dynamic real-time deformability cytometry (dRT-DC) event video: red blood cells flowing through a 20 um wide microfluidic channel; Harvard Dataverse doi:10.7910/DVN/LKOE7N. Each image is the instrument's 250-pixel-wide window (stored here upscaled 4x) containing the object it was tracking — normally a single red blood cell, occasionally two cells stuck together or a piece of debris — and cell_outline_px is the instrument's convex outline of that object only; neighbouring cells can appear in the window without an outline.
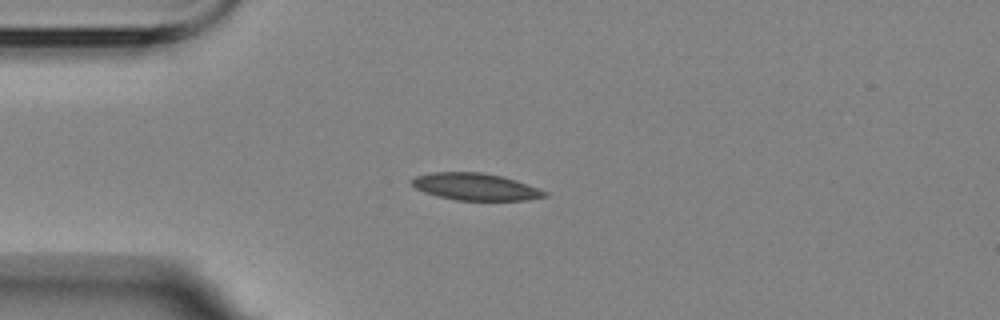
{"species": "Egyptian fruit bat (a non-hibernating species)", "species_latin": "Rousettus aegyptiacus", "temperature_condition": "room temperature", "stored_images_in_passage": 5, "camera_frame_rate_fps": 3000, "um_per_image_px": 0.085, "animal": {"sex": "female"}, "frame": {"image": 1, "passage_image": 1, "time_ms": 0.0, "image_size_px": [1000, 320], "cell_outline_px": [[548, 196], [528, 200], [456, 200], [436, 196], [424, 192], [416, 188], [412, 184], [412, 180], [416, 176], [432, 172], [480, 172], [500, 176], [516, 180], [548, 192]], "centroid_in_image_um": [40.42, 15.88], "position_along_channel_um": 44.6, "area_um2": 20.81}}
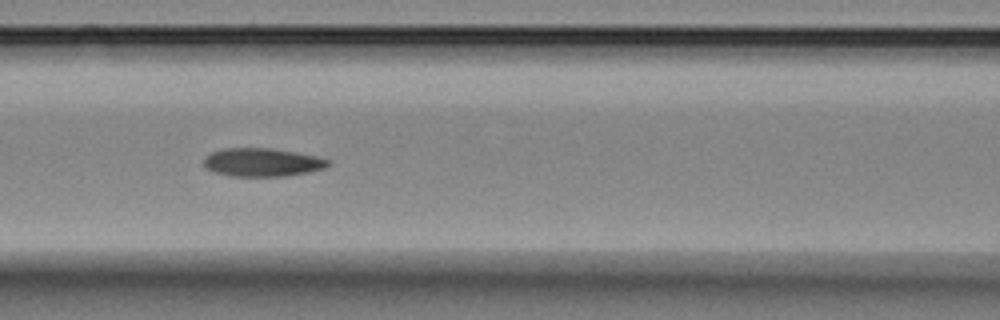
{"frame": {"image": 2, "passage_image": 4, "time_ms": 3.333, "image_size_px": [1000, 320], "cell_outline_px": [[332, 164], [324, 168], [308, 172], [284, 176], [232, 176], [212, 172], [204, 164], [204, 156], [212, 152], [224, 148], [272, 148], [296, 152], [316, 156], [328, 160]], "centroid_in_image_um": [22.28, 13.79], "position_along_channel_um": 144.3, "area_um2": 20.52}}
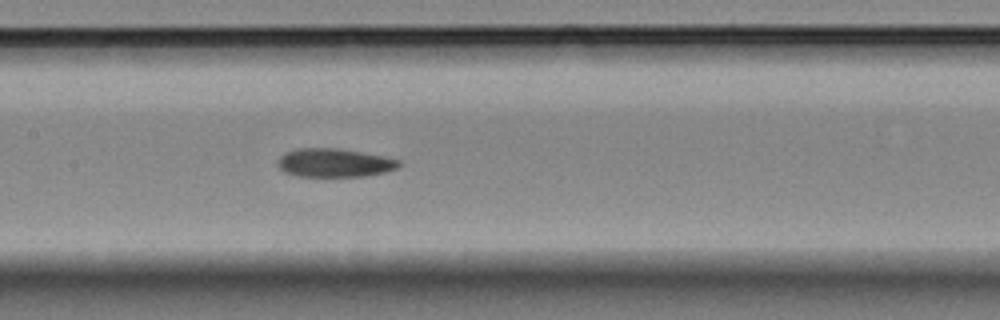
{"frame": {"image": 3, "passage_image": 5, "time_ms": 4.333, "image_size_px": [1000, 320], "cell_outline_px": [[400, 168], [384, 172], [364, 176], [296, 176], [284, 172], [276, 164], [276, 160], [284, 152], [300, 148], [340, 148], [384, 156], [400, 160]], "centroid_in_image_um": [28.4, 13.83], "position_along_channel_um": 179.0, "area_um2": 20.35}}